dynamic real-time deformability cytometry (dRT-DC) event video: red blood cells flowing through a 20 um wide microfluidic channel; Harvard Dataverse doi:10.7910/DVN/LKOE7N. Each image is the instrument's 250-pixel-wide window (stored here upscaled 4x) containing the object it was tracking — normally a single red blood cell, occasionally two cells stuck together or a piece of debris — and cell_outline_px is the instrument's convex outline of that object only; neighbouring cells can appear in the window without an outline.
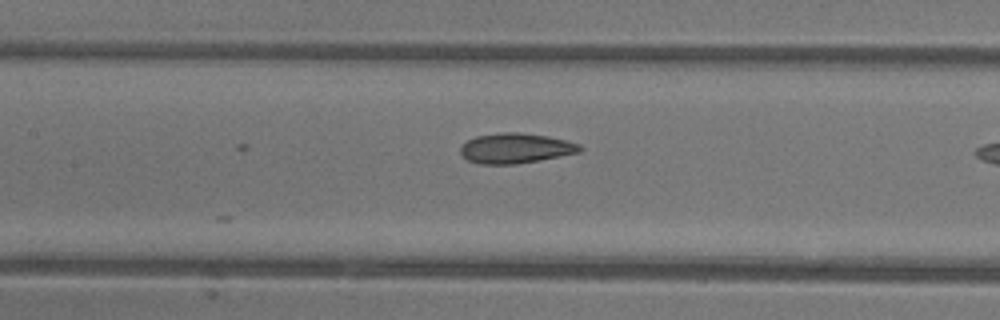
{"species": "common noctule bat (a hibernating species)", "species_latin": "Nyctalus noctula", "temperature_condition": "warm", "stored_images_in_passage": 18, "camera_frame_rate_fps": 3000, "um_per_image_px": 0.085, "animal": {"sex": "female"}, "frame": {"image": 1, "passage_image": 18, "time_ms": 5.667, "image_size_px": [1000, 320], "cell_outline_px": [[584, 148], [580, 152], [560, 156], [516, 164], [480, 164], [468, 160], [460, 152], [460, 148], [468, 140], [476, 136], [504, 132], [520, 132], [548, 136], [580, 144]], "centroid_in_image_um": [43.84, 12.6], "position_along_channel_um": 163.6, "area_um2": 20.81}}